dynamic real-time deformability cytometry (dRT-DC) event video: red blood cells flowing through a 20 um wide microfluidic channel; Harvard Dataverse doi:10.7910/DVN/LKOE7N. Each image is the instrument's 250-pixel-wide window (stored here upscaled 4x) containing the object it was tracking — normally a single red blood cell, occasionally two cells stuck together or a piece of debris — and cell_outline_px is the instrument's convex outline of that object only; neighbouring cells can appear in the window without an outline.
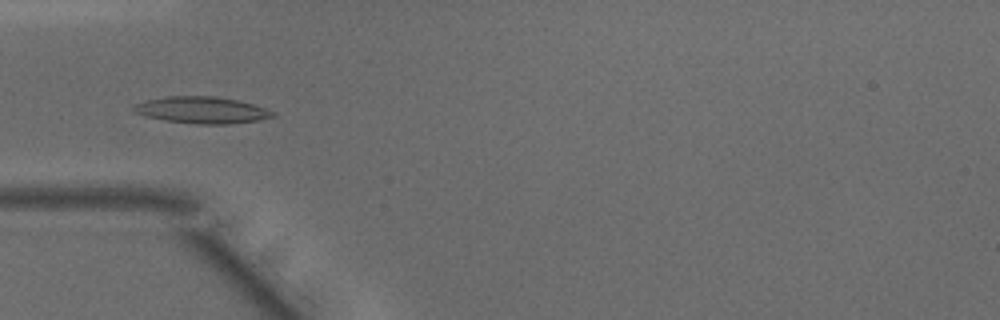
{"species": "common noctule bat (a hibernating species)", "species_latin": "Nyctalus noctula", "temperature_condition": "warm", "stored_images_in_passage": 48, "camera_frame_rate_fps": 3000, "um_per_image_px": 0.085, "animal": {"sex": "male", "body_mass_g": 15.6}, "frame": {"image": 1, "passage_image": 15, "time_ms": 4.667, "image_size_px": [1000, 320], "cell_outline_px": [[276, 116], [260, 120], [228, 124], [196, 124], [164, 120], [144, 116], [136, 112], [132, 108], [132, 104], [144, 100], [168, 96], [216, 96], [236, 100], [252, 104], [276, 112]], "centroid_in_image_um": [17.13, 9.35], "position_along_channel_um": 67.9, "area_um2": 21.73}}
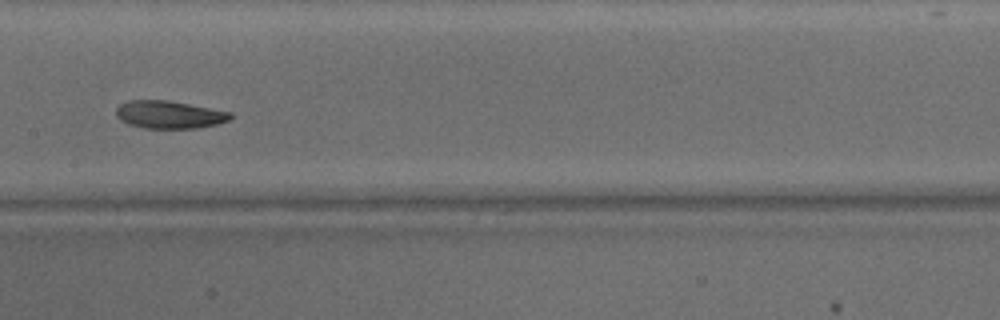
{"frame": {"image": 2, "passage_image": 24, "time_ms": 7.667, "image_size_px": [1000, 320], "cell_outline_px": [[232, 116], [228, 120], [216, 124], [196, 128], [144, 128], [128, 124], [120, 120], [116, 116], [116, 108], [120, 104], [128, 100], [168, 100], [232, 112]], "centroid_in_image_um": [14.35, 9.74], "position_along_channel_um": 193.0, "area_um2": 18.44}}
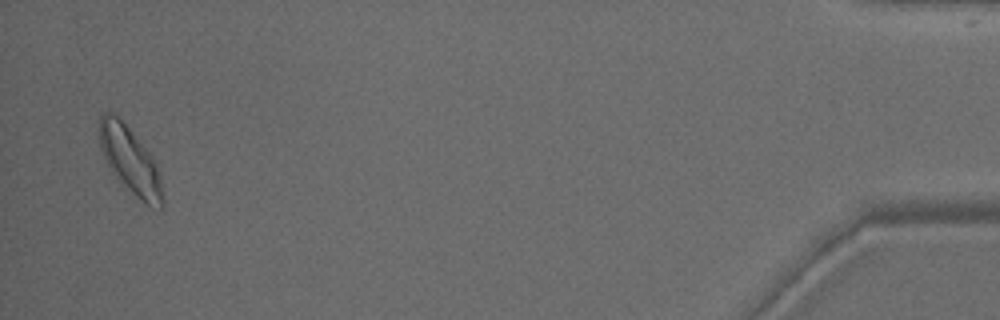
{"frame": {"image": 3, "passage_image": 47, "time_ms": 15.333, "image_size_px": [1000, 320], "cell_outline_px": [[164, 204], [160, 208], [144, 204], [120, 184], [104, 160], [100, 148], [100, 116], [104, 112], [112, 112], [128, 128], [148, 152], [156, 164], [160, 172], [164, 200]], "centroid_in_image_um": [11.06, 13.71], "position_along_channel_um": 424.1, "area_um2": 24.51}, "authors_computed_cell_mechanics": {"area_um2": 19.6809, "velocity_mm_per_s": 4.1489, "shape_relaxation_time_tau1_ms": 3.2563, "shape_relaxation_time_tau2_ms": 4.3616, "deformation_change_tau1": 0.1206, "deformation_change_tau2": 0.1097}}